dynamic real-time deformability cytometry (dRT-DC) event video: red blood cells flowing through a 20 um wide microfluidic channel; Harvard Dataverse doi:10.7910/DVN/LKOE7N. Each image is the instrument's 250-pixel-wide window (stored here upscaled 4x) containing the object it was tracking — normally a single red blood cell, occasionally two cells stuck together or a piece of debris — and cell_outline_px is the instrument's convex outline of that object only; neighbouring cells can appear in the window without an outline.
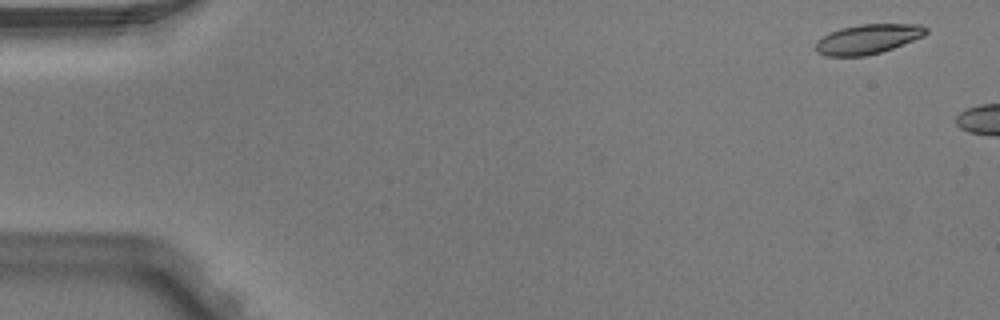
{"species": "Egyptian fruit bat (a non-hibernating species)", "species_latin": "Rousettus aegyptiacus", "temperature_condition": "warm", "stored_images_in_passage": 4, "camera_frame_rate_fps": 3000, "um_per_image_px": 0.085, "animal": {"sex": "male"}, "frame": {"image": 1, "passage_image": 1, "time_ms": 0.0, "image_size_px": [1000, 320], "cell_outline_px": [[928, 32], [924, 36], [892, 48], [880, 52], [864, 56], [824, 56], [816, 52], [816, 40], [828, 32], [840, 28], [860, 24], [920, 24], [928, 28]], "centroid_in_image_um": [73.74, 3.31], "position_along_channel_um": 11.3, "area_um2": 19.19}}